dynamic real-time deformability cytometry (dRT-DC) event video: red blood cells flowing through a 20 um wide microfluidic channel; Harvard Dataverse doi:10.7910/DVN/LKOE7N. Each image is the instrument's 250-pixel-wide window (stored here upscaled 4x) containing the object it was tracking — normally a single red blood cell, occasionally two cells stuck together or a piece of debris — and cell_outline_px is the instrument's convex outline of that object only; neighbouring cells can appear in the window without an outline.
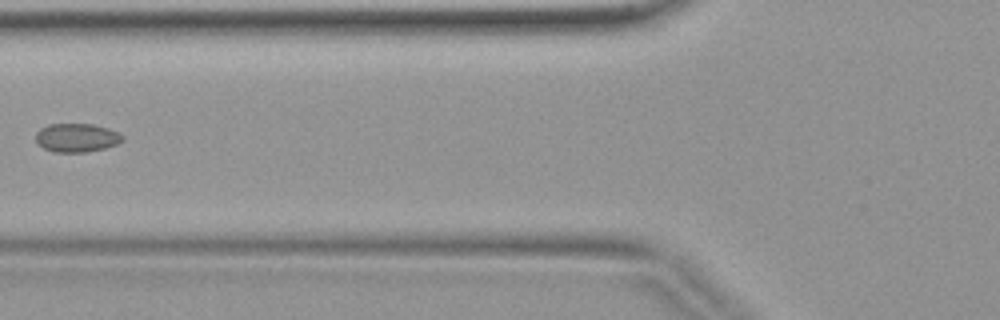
{"species": "common noctule bat (a hibernating species)", "species_latin": "Nyctalus noctula", "temperature_condition": "warm", "stored_images_in_passage": 5, "camera_frame_rate_fps": 3000, "um_per_image_px": 0.085, "animal": {"sex": "female", "body_mass_g": 19.9}, "frame": {"image": 1, "passage_image": 5, "time_ms": 1.333, "image_size_px": [1000, 320], "cell_outline_px": [[124, 140], [116, 144], [104, 148], [84, 152], [52, 152], [36, 144], [36, 132], [40, 128], [48, 124], [92, 124], [108, 128], [120, 132], [124, 136]], "centroid_in_image_um": [6.51, 11.7], "position_along_channel_um": 119.3, "area_um2": 14.62}}